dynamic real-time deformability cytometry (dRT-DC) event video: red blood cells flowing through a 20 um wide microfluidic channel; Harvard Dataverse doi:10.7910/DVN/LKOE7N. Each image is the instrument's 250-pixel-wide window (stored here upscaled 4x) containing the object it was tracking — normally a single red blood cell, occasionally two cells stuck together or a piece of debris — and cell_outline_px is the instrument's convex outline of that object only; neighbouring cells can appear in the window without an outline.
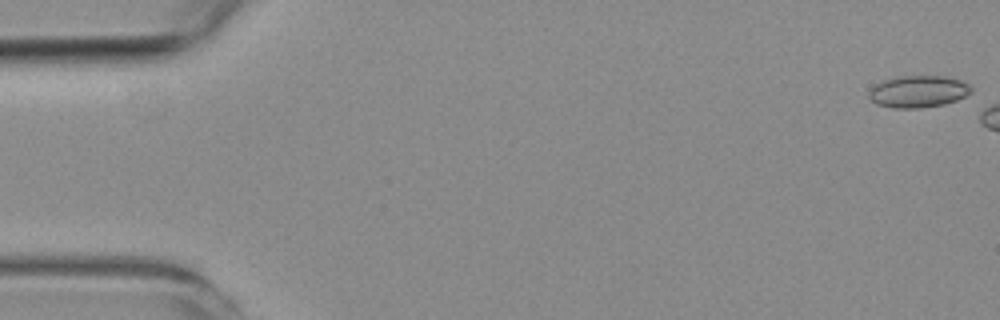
{"species": "common noctule bat (a hibernating species)", "species_latin": "Nyctalus noctula", "temperature_condition": "room temperature", "stored_images_in_passage": 3, "camera_frame_rate_fps": 3000, "um_per_image_px": 0.085, "animal": {"sex": "female", "body_mass_g": 19.3, "forearm_length_mm": 54.1}, "frame": {"image": 1, "passage_image": 1, "time_ms": 0.0, "image_size_px": [1000, 320], "cell_outline_px": [[972, 92], [956, 100], [944, 104], [916, 108], [892, 108], [876, 104], [868, 96], [868, 92], [880, 80], [896, 76], [944, 76], [960, 80], [968, 84], [972, 88]], "centroid_in_image_um": [78.01, 7.77], "position_along_channel_um": 7.0, "area_um2": 19.07}}